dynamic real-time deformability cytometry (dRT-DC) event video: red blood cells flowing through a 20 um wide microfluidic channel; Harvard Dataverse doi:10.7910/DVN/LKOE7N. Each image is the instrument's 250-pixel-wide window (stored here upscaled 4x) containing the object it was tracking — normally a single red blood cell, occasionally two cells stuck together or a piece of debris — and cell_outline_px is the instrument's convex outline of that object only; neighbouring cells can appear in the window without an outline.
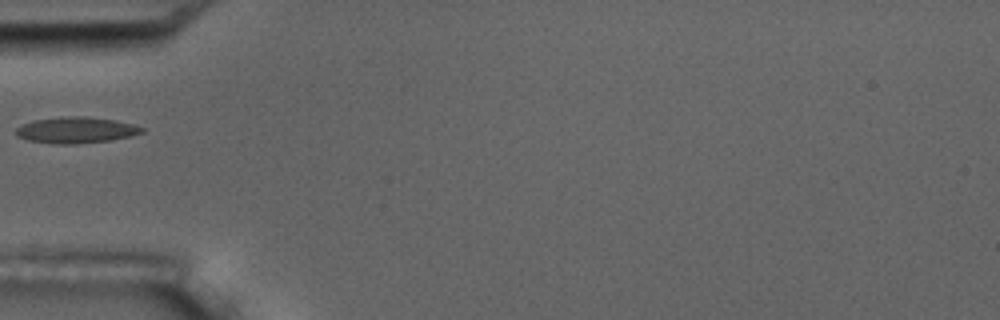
{"species": "common noctule bat (a hibernating species)", "species_latin": "Nyctalus noctula", "temperature_condition": "room temperature", "stored_images_in_passage": 6, "camera_frame_rate_fps": 3000, "um_per_image_px": 0.085, "animal": {"sex": "male", "body_mass_g": 17.5, "forearm_length_mm": 52.3}, "frame": {"image": 1, "passage_image": 5, "time_ms": 4.667, "image_size_px": [1000, 320], "cell_outline_px": [[144, 132], [128, 136], [108, 140], [76, 144], [52, 144], [28, 140], [16, 136], [16, 128], [20, 124], [32, 120], [64, 116], [84, 116], [116, 120], [132, 124], [144, 128]], "centroid_in_image_um": [6.4, 11.05], "position_along_channel_um": 78.6, "area_um2": 19.25}}